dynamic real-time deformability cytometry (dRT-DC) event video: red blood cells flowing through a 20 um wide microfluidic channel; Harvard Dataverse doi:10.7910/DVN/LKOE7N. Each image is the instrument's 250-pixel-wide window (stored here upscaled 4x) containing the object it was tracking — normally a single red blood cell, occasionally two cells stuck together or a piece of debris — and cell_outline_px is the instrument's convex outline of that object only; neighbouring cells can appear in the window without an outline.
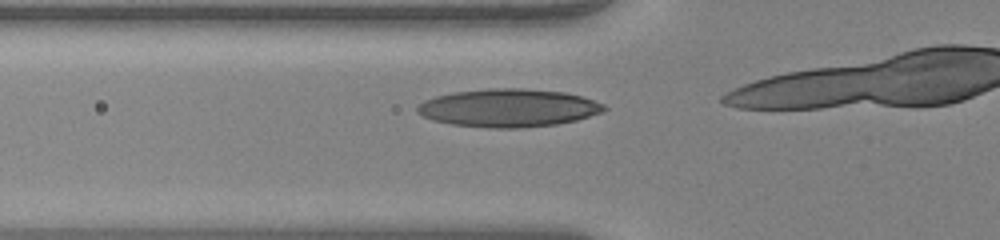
{"species": "human", "species_latin": "Homo sapiens", "temperature_condition": "warm", "stored_images_in_passage": 11, "camera_frame_rate_fps": 3000, "um_per_image_px": 0.085, "donor": {"sex": "female"}, "frame": {"image": 1, "passage_image": 7, "time_ms": 2.0, "image_size_px": [1000, 240], "cell_outline_px": [[608, 108], [600, 112], [576, 120], [556, 124], [524, 128], [488, 128], [452, 124], [432, 120], [416, 112], [416, 108], [424, 100], [436, 96], [452, 92], [488, 88], [520, 88], [564, 92], [580, 96], [604, 104]], "centroid_in_image_um": [43.18, 9.17], "position_along_channel_um": 82.6, "area_um2": 41.33}}
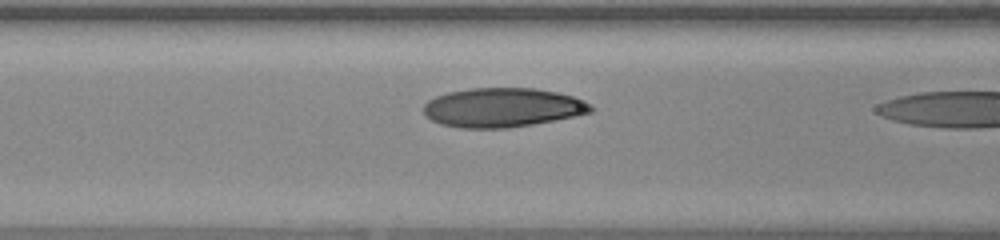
{"frame": {"image": 2, "passage_image": 10, "time_ms": 3.0, "image_size_px": [1000, 240], "cell_outline_px": [[596, 108], [592, 112], [576, 116], [532, 124], [508, 128], [460, 128], [440, 124], [432, 120], [424, 112], [424, 104], [428, 100], [436, 96], [448, 92], [472, 88], [536, 88], [556, 92], [572, 96], [592, 104]], "centroid_in_image_um": [42.74, 9.14], "position_along_channel_um": 123.9, "area_um2": 38.26}}